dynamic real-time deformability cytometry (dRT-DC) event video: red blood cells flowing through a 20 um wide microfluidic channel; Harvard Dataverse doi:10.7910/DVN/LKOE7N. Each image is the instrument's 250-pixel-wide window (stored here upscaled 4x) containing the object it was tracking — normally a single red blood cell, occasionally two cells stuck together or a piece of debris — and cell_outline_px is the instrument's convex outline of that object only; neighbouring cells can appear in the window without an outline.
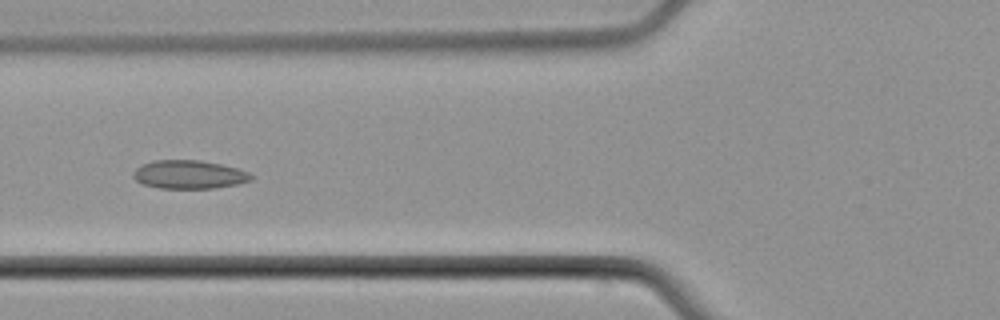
{"species": "common noctule bat (a hibernating species)", "species_latin": "Nyctalus noctula", "temperature_condition": "cold", "stored_images_in_passage": 6, "camera_frame_rate_fps": 3000, "um_per_image_px": 0.085, "animal": {"sex": "male", "body_mass_g": 21.5, "forearm_length_mm": 52.0}, "frame": {"image": 1, "passage_image": 5, "time_ms": 6.333, "image_size_px": [1000, 320], "cell_outline_px": [[252, 180], [236, 184], [212, 188], [160, 188], [144, 184], [136, 180], [132, 176], [132, 172], [136, 168], [152, 160], [200, 160], [220, 164], [236, 168], [248, 172], [252, 176]], "centroid_in_image_um": [16.04, 14.83], "position_along_channel_um": 109.8, "area_um2": 19.36}}
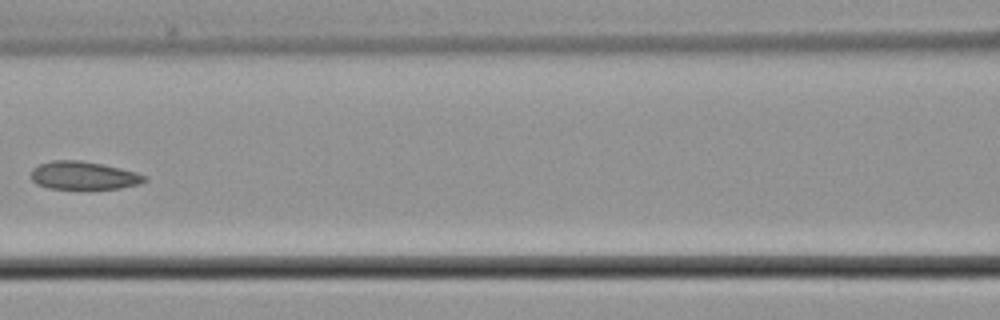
{"frame": {"image": 2, "passage_image": 6, "time_ms": 7.667, "image_size_px": [1000, 320], "cell_outline_px": [[148, 180], [140, 184], [120, 188], [48, 188], [36, 184], [32, 180], [32, 168], [40, 164], [52, 160], [80, 160], [120, 168], [136, 172], [148, 176]], "centroid_in_image_um": [7.13, 14.91], "position_along_channel_um": 159.5, "area_um2": 18.44}}